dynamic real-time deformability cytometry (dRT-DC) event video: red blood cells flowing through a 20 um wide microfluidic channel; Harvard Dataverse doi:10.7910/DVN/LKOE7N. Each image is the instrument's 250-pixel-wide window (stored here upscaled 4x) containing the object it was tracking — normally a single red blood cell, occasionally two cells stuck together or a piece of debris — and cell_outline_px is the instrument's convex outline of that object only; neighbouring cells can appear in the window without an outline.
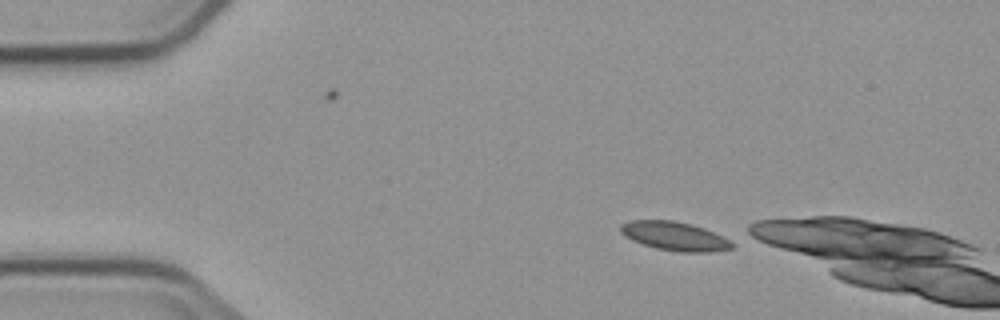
{"species": "common noctule bat (a hibernating species)", "species_latin": "Nyctalus noctula", "temperature_condition": "cold", "stored_images_in_passage": 2, "camera_frame_rate_fps": 3000, "um_per_image_px": 0.085, "animal": {"sex": "male", "body_mass_g": 23.1, "forearm_length_mm": 52.7}, "frame": {"image": 1, "passage_image": 2, "time_ms": 1.333, "image_size_px": [1000, 320], "cell_outline_px": [[736, 248], [712, 252], [680, 252], [656, 248], [632, 240], [624, 236], [620, 232], [620, 224], [628, 220], [672, 220], [692, 224], [704, 228], [724, 236], [732, 240], [736, 244]], "centroid_in_image_um": [57.4, 20.07], "position_along_channel_um": 27.6, "area_um2": 19.07}}